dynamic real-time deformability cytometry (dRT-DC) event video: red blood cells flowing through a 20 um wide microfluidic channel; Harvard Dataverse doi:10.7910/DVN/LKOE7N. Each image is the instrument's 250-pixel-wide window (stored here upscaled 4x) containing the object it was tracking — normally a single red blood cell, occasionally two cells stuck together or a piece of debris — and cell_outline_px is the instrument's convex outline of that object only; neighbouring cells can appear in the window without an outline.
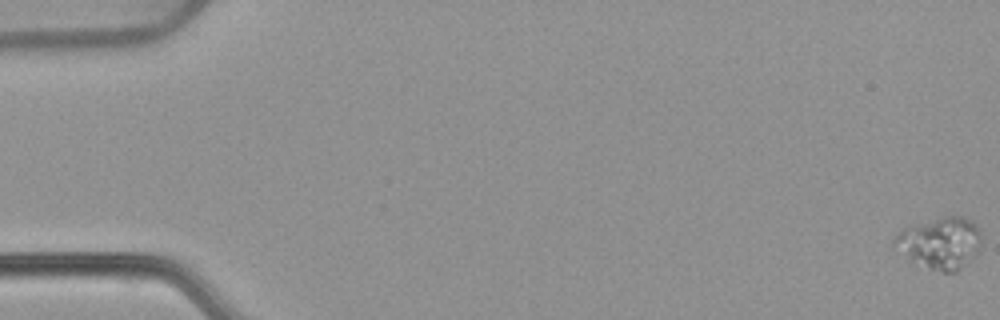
{"species": "common noctule bat (a hibernating species)", "species_latin": "Nyctalus noctula", "temperature_condition": "warm", "stored_images_in_passage": 56, "camera_frame_rate_fps": 3000, "um_per_image_px": 0.085, "animal": {"sex": "female", "body_mass_g": 22.7, "forearm_length_mm": 54.2}, "frame": {"image": 1, "passage_image": 1, "time_ms": 0.0, "image_size_px": [1000, 320], "cell_outline_px": [[980, 236], [976, 252], [956, 272], [940, 272], [912, 260], [892, 244], [892, 240], [896, 232], [904, 228], [944, 216], [964, 216], [972, 220], [976, 224], [980, 232]], "centroid_in_image_um": [79.89, 20.61], "position_along_channel_um": 5.1, "area_um2": 25.49}}
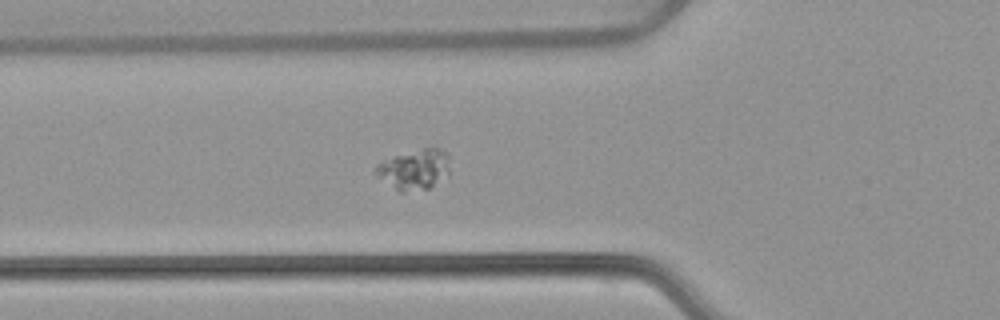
{"frame": {"image": 2, "passage_image": 21, "time_ms": 6.667, "image_size_px": [1000, 320], "cell_outline_px": [[448, 176], [428, 188], [404, 192], [400, 192], [380, 176], [376, 172], [376, 164], [380, 160], [392, 156], [432, 144], [440, 148], [448, 156]], "centroid_in_image_um": [35.25, 14.33], "position_along_channel_um": 90.6, "area_um2": 17.46}}
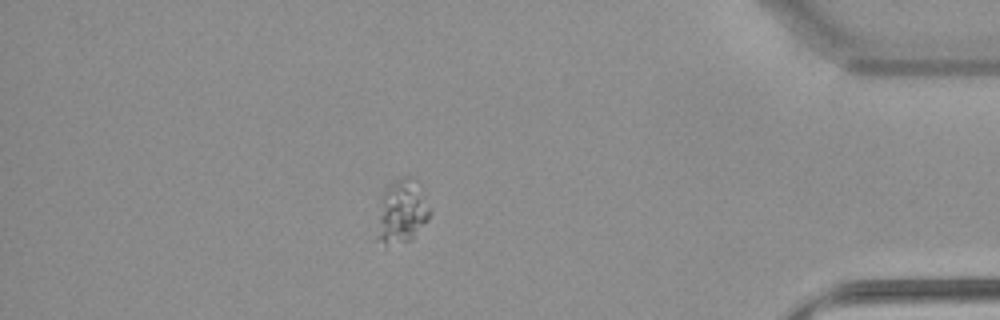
{"frame": {"image": 3, "passage_image": 49, "time_ms": 16.0, "image_size_px": [1000, 320], "cell_outline_px": [[428, 220], [412, 240], [384, 244], [376, 236], [380, 196], [388, 184], [392, 180], [400, 176], [412, 176], [416, 180], [428, 208]], "centroid_in_image_um": [34.1, 17.94], "position_along_channel_um": 401.1, "area_um2": 19.42}}